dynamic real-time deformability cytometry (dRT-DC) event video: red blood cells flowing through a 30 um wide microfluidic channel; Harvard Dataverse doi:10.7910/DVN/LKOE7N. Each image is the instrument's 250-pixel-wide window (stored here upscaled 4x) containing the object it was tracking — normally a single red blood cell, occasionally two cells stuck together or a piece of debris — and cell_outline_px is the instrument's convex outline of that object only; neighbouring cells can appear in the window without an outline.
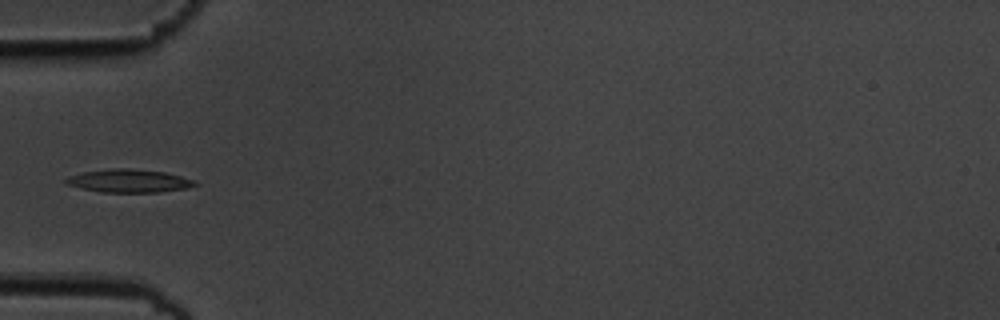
{"species": "common noctule bat (a hibernating species)", "species_latin": "Nyctalus noctula", "temperature_condition": "cold", "stored_images_in_passage": 10, "camera_frame_rate_fps": 3000, "um_per_image_px": 0.085, "animal": {"sex": "male", "body_mass_g": 19.5, "forearm_length_mm": 54.6}, "frame": {"image": 1, "passage_image": 5, "time_ms": 1.333, "image_size_px": [1000, 320], "cell_outline_px": [[200, 184], [184, 188], [160, 192], [100, 192], [80, 188], [68, 184], [64, 180], [68, 176], [84, 172], [112, 168], [128, 168], [164, 172], [196, 180]], "centroid_in_image_um": [10.97, 15.37], "position_along_channel_um": 74.0, "area_um2": 17.28}}
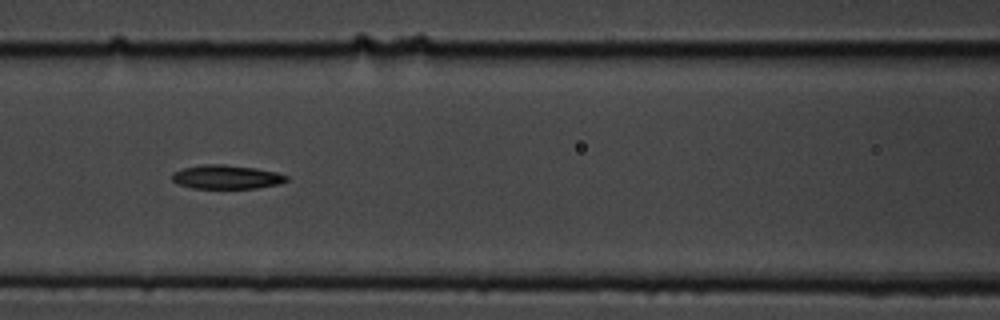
{"frame": {"image": 2, "passage_image": 7, "time_ms": 2.0, "image_size_px": [1000, 320], "cell_outline_px": [[288, 180], [280, 184], [256, 188], [192, 188], [180, 184], [172, 180], [172, 172], [184, 168], [204, 164], [224, 164], [256, 168], [276, 172], [288, 176]], "centroid_in_image_um": [19.27, 15.04], "position_along_channel_um": 147.3, "area_um2": 15.9}}
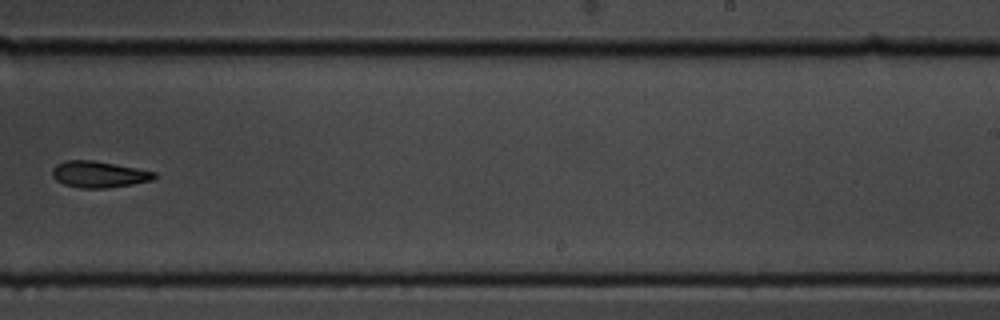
{"frame": {"image": 3, "passage_image": 10, "time_ms": 3.0, "image_size_px": [1000, 320], "cell_outline_px": [[156, 176], [152, 180], [132, 184], [108, 188], [80, 188], [64, 184], [56, 180], [52, 176], [52, 168], [56, 164], [64, 160], [92, 160], [136, 168], [156, 172]], "centroid_in_image_um": [8.37, 14.82], "position_along_channel_um": 280.6, "area_um2": 15.66}}